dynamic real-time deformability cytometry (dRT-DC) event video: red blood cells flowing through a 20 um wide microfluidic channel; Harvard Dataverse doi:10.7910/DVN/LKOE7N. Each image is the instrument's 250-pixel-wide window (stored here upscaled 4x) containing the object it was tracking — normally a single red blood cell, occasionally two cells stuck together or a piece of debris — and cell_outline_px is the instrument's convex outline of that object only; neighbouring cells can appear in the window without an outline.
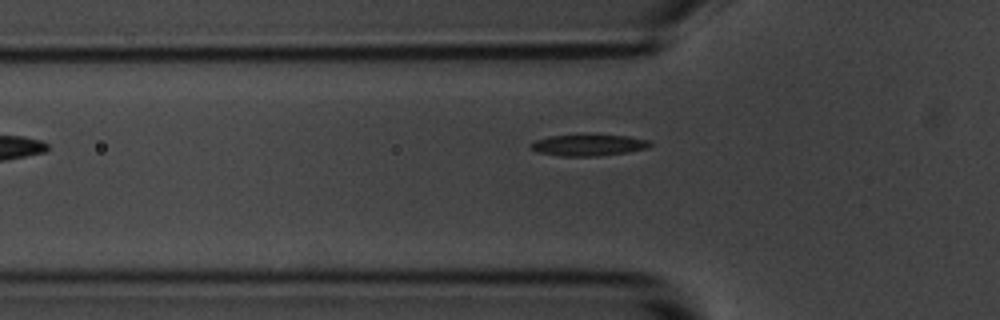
{"species": "common noctule bat (a hibernating species)", "species_latin": "Nyctalus noctula", "temperature_condition": "room temperature", "stored_images_in_passage": 5, "camera_frame_rate_fps": 3000, "um_per_image_px": 0.085, "animal": {"sex": "male", "body_mass_g": 20.1, "forearm_length_mm": 53.5}, "frame": {"image": 1, "passage_image": 5, "time_ms": 1.333, "image_size_px": [1000, 320], "cell_outline_px": [[652, 144], [648, 148], [628, 152], [600, 156], [560, 156], [536, 152], [528, 148], [536, 140], [548, 136], [628, 136], [652, 140]], "centroid_in_image_um": [50.04, 12.36], "position_along_channel_um": 75.8, "area_um2": 14.68}}